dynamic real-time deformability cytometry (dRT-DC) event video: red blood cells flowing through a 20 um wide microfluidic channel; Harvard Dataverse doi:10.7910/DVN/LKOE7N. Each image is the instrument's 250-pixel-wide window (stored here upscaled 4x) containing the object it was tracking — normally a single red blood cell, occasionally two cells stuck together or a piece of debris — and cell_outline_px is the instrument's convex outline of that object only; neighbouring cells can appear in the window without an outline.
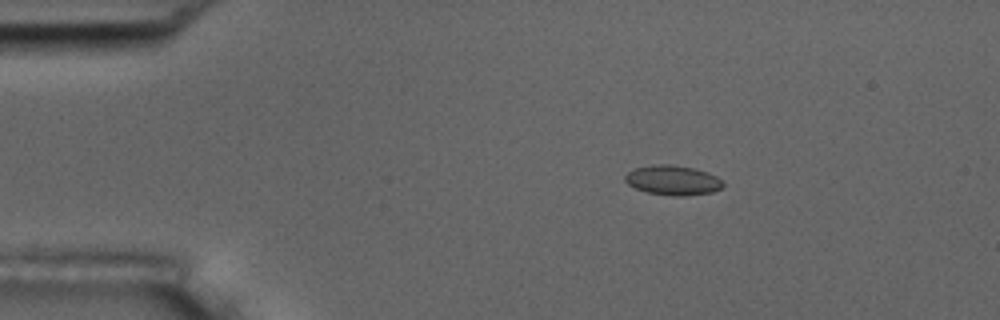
{"species": "common noctule bat (a hibernating species)", "species_latin": "Nyctalus noctula", "temperature_condition": "room temperature", "stored_images_in_passage": 6, "camera_frame_rate_fps": 3000, "um_per_image_px": 0.085, "animal": {"sex": "male", "body_mass_g": 17.5, "forearm_length_mm": 52.3}, "frame": {"image": 1, "passage_image": 2, "time_ms": 1.0, "image_size_px": [1000, 320], "cell_outline_px": [[724, 184], [720, 188], [712, 192], [684, 196], [672, 196], [648, 192], [636, 188], [628, 184], [624, 180], [624, 176], [628, 172], [636, 168], [656, 164], [668, 164], [692, 168], [716, 176]], "centroid_in_image_um": [57.16, 15.33], "position_along_channel_um": 27.8, "area_um2": 16.65}}